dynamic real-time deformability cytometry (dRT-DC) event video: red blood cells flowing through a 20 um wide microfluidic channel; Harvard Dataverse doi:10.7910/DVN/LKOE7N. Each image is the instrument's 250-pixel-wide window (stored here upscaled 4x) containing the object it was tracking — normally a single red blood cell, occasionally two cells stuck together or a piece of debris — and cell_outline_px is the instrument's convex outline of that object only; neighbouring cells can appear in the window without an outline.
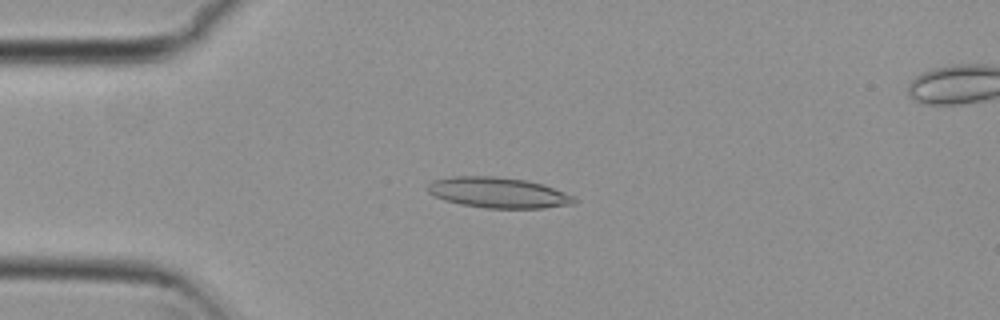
{"species": "common noctule bat (a hibernating species)", "species_latin": "Nyctalus noctula", "temperature_condition": "cold", "stored_images_in_passage": 55, "camera_frame_rate_fps": 3000, "um_per_image_px": 0.085, "animal": {"sex": "female", "body_mass_g": 29.2, "forearm_length_mm": 56.3}, "frame": {"image": 1, "passage_image": 14, "time_ms": 4.333, "image_size_px": [1000, 320], "cell_outline_px": [[576, 200], [572, 204], [544, 208], [484, 208], [460, 204], [444, 200], [428, 192], [428, 184], [432, 180], [452, 176], [492, 176], [524, 180], [544, 184], [576, 196]], "centroid_in_image_um": [42.36, 16.37], "position_along_channel_um": 42.6, "area_um2": 26.18}}
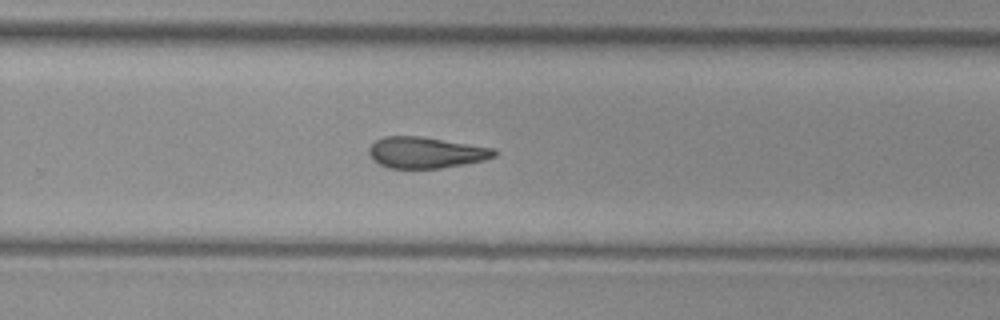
{"frame": {"image": 2, "passage_image": 36, "time_ms": 11.667, "image_size_px": [1000, 320], "cell_outline_px": [[496, 156], [484, 160], [464, 164], [440, 168], [388, 168], [372, 160], [368, 152], [368, 148], [376, 140], [384, 136], [424, 136], [496, 148]], "centroid_in_image_um": [36.2, 12.95], "position_along_channel_um": 293.6, "area_um2": 23.0}}
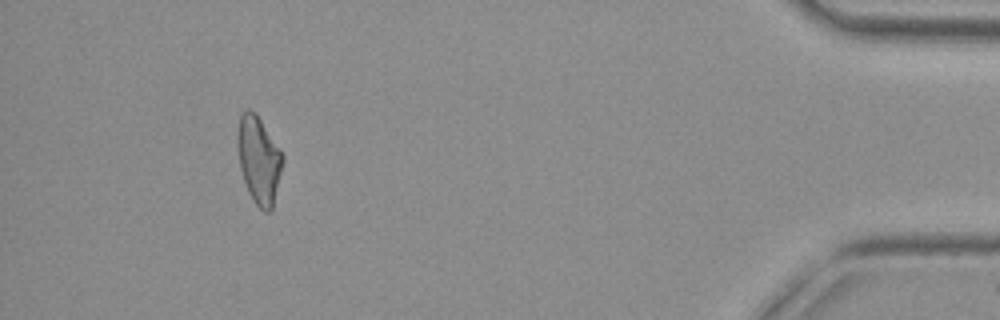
{"frame": {"image": 3, "passage_image": 51, "time_ms": 16.667, "image_size_px": [1000, 320], "cell_outline_px": [[284, 160], [272, 208], [268, 212], [264, 212], [256, 204], [248, 192], [240, 168], [236, 140], [236, 136], [240, 116], [244, 108], [248, 108], [256, 112], [284, 156]], "centroid_in_image_um": [21.98, 13.55], "position_along_channel_um": 413.2, "area_um2": 23.0}, "authors_computed_cell_mechanics": {"area_um2": 23.409, "velocity_mm_per_s": 3.7377, "shape_relaxation_time_tau1_ms": null, "shape_relaxation_time_tau2_ms": 5.748, "deformation_change_tau1": null, "deformation_change_tau2": 0.1673}}